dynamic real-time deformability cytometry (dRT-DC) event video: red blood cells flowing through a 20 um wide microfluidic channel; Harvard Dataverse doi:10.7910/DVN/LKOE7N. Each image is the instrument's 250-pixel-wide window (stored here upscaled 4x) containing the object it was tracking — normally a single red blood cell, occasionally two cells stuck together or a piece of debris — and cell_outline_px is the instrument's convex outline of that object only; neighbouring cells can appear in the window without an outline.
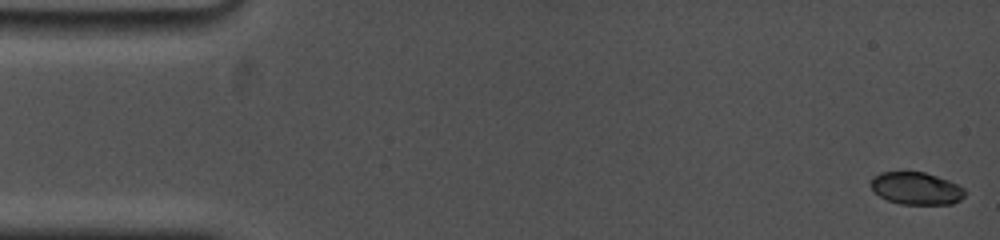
{"species": "common noctule bat (a hibernating species)", "species_latin": "Nyctalus noctula", "temperature_condition": "cold", "stored_images_in_passage": 11, "camera_frame_rate_fps": 5000, "um_per_image_px": 0.085, "animal": {"sex": "female", "body_mass_g": 19.0, "forearm_length_mm": 53.3}, "frame": {"image": 1, "passage_image": 1, "time_ms": 0.0, "image_size_px": [1000, 240], "cell_outline_px": [[964, 196], [960, 200], [952, 204], [900, 204], [888, 200], [880, 196], [868, 184], [872, 176], [880, 172], [924, 172], [948, 180], [964, 188]], "centroid_in_image_um": [77.84, 16.01], "position_along_channel_um": 7.2, "area_um2": 17.74}}
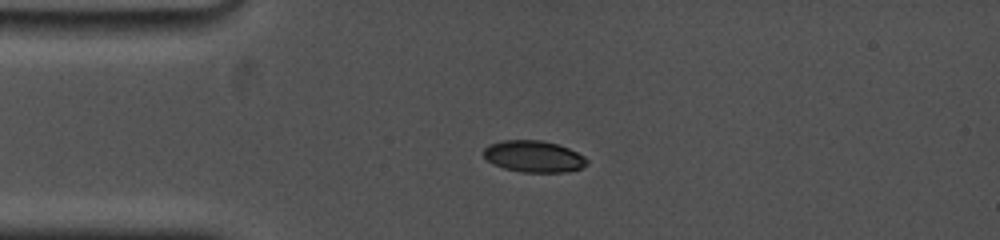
{"frame": {"image": 2, "passage_image": 7, "time_ms": 3.8, "image_size_px": [1000, 240], "cell_outline_px": [[588, 164], [580, 168], [568, 172], [520, 172], [504, 168], [492, 164], [484, 156], [484, 148], [488, 144], [504, 140], [540, 140], [560, 144], [584, 156], [588, 160]], "centroid_in_image_um": [45.37, 13.29], "position_along_channel_um": 39.6, "area_um2": 19.13}}
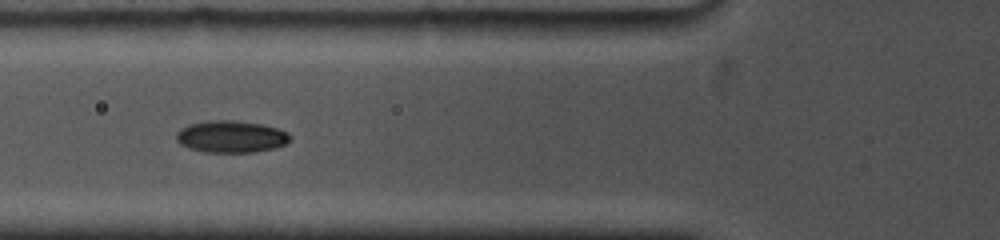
{"frame": {"image": 3, "passage_image": 10, "time_ms": 6.2, "image_size_px": [1000, 240], "cell_outline_px": [[292, 136], [284, 144], [276, 148], [256, 152], [204, 152], [188, 148], [180, 144], [176, 140], [176, 132], [180, 128], [188, 124], [208, 120], [236, 120], [264, 124], [288, 132]], "centroid_in_image_um": [19.62, 11.6], "position_along_channel_um": 106.2, "area_um2": 21.5}}